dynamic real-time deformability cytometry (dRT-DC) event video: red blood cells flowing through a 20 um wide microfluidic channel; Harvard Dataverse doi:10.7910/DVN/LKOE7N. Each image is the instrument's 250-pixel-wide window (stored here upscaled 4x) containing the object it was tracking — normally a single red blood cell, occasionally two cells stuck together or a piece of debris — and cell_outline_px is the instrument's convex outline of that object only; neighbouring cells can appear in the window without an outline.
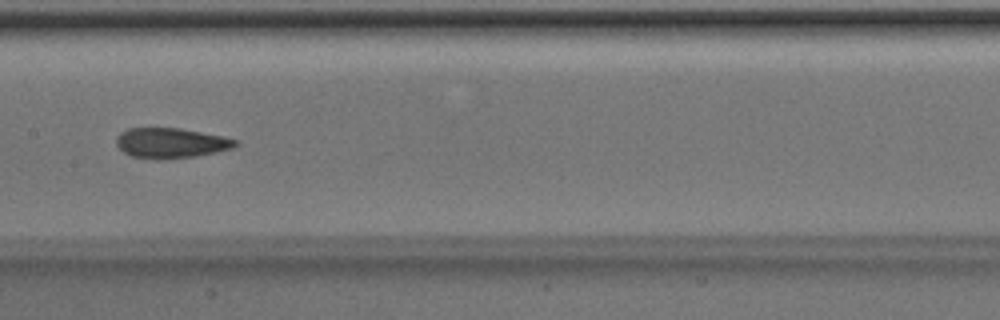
{"species": "Egyptian fruit bat (a non-hibernating species)", "species_latin": "Rousettus aegyptiacus", "temperature_condition": "room temperature", "stored_images_in_passage": 51, "camera_frame_rate_fps": 3000, "um_per_image_px": 0.085, "animal": {"sex": "male"}, "frame": {"image": 1, "passage_image": 26, "time_ms": 8.333, "image_size_px": [1000, 320], "cell_outline_px": [[240, 144], [236, 148], [196, 156], [160, 160], [156, 160], [132, 156], [124, 152], [116, 144], [116, 136], [120, 132], [128, 128], [180, 128], [224, 136], [240, 140]], "centroid_in_image_um": [14.58, 12.16], "position_along_channel_um": 192.8, "area_um2": 21.33}}
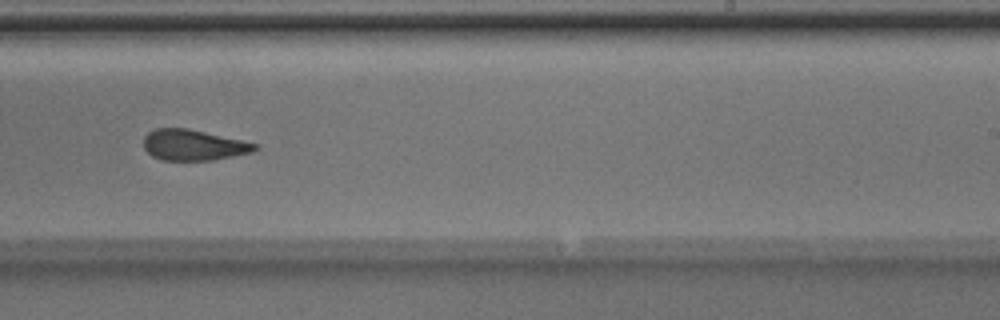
{"frame": {"image": 2, "passage_image": 32, "time_ms": 10.333, "image_size_px": [1000, 320], "cell_outline_px": [[260, 148], [252, 152], [212, 160], [160, 160], [152, 156], [144, 148], [144, 136], [148, 132], [156, 128], [188, 128], [260, 144]], "centroid_in_image_um": [16.45, 12.32], "position_along_channel_um": 272.5, "area_um2": 20.06}}
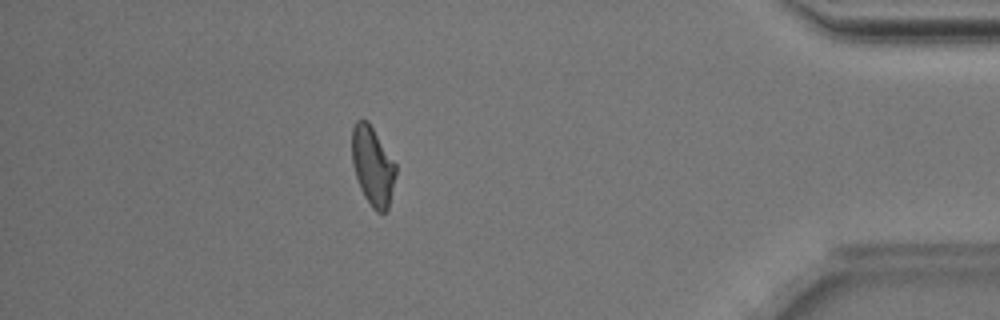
{"frame": {"image": 3, "passage_image": 45, "time_ms": 14.667, "image_size_px": [1000, 320], "cell_outline_px": [[396, 172], [388, 208], [384, 212], [376, 212], [372, 208], [364, 196], [360, 188], [352, 164], [352, 128], [356, 120], [368, 120], [396, 164]], "centroid_in_image_um": [31.66, 14.1], "position_along_channel_um": 403.5, "area_um2": 20.06}, "authors_computed_cell_mechanics": {"area_um2": 21.3282, "velocity_mm_per_s": 4.0064, "shape_relaxation_time_tau1_ms": null, "shape_relaxation_time_tau2_ms": 3.3143, "deformation_change_tau1": null, "deformation_change_tau2": 0.0928}}